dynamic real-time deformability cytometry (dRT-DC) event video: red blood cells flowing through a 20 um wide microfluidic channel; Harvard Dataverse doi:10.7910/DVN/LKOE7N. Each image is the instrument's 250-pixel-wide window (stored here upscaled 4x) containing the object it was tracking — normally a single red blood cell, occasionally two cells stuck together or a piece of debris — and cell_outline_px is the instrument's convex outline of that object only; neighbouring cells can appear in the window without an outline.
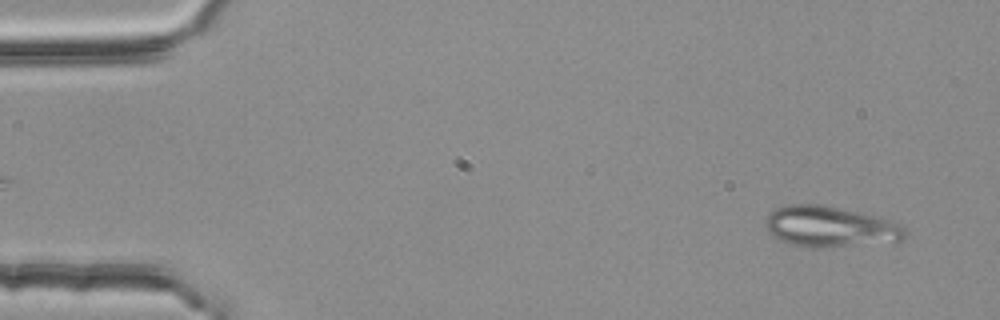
{"species": "common noctule bat (a hibernating species)", "species_latin": "Nyctalus noctula", "temperature_condition": "room temperature", "stored_images_in_passage": 25, "camera_frame_rate_fps": 3000, "um_per_image_px": 0.085, "animal": {"sex": "female", "body_mass_g": 25.1}, "frame": {"image": 1, "passage_image": 3, "time_ms": 0.667, "image_size_px": [1000, 320], "cell_outline_px": [[908, 232], [904, 240], [816, 248], [796, 244], [780, 240], [772, 236], [764, 224], [764, 220], [768, 212], [776, 208], [792, 204], [824, 204], [888, 220], [900, 224]], "centroid_in_image_um": [70.51, 19.25], "position_along_channel_um": 14.5, "area_um2": 32.71}}
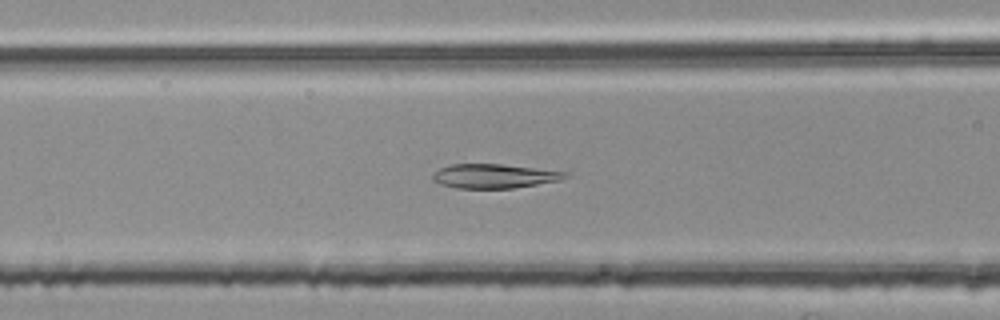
{"frame": {"image": 2, "passage_image": 21, "time_ms": 6.667, "image_size_px": [1000, 320], "cell_outline_px": [[568, 176], [560, 180], [512, 188], [456, 188], [440, 184], [432, 180], [432, 176], [440, 168], [452, 164], [500, 164], [568, 172]], "centroid_in_image_um": [41.98, 14.97], "position_along_channel_um": 124.6, "area_um2": 18.44}}
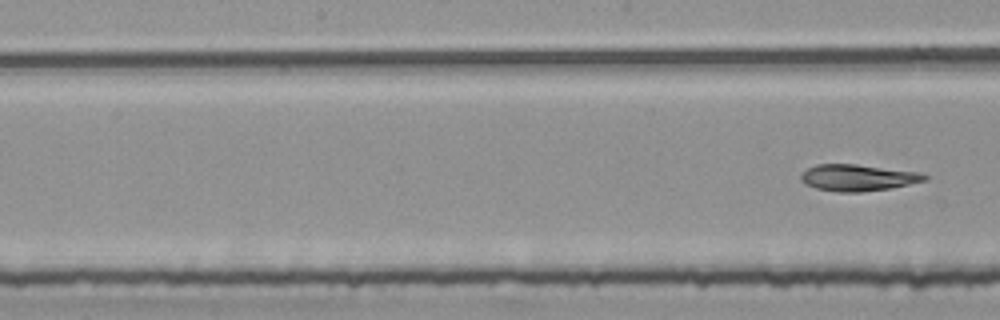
{"frame": {"image": 3, "passage_image": 25, "time_ms": 8.0, "image_size_px": [1000, 320], "cell_outline_px": [[928, 180], [892, 188], [860, 192], [836, 192], [816, 188], [800, 180], [800, 176], [808, 168], [816, 164], [856, 164], [920, 172], [928, 176]], "centroid_in_image_um": [72.95, 15.1], "position_along_channel_um": 175.2, "area_um2": 19.13}}